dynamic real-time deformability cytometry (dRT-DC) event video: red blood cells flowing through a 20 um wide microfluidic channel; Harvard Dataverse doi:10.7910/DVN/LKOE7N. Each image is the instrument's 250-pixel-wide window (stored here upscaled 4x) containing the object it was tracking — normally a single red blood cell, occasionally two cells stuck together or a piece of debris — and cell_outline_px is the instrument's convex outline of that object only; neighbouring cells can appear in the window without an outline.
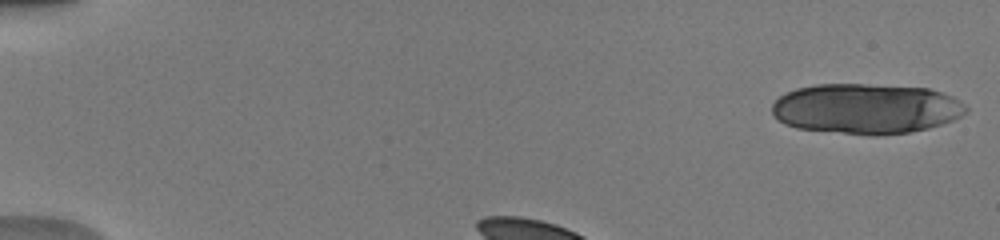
{"species": "human", "species_latin": "Homo sapiens", "temperature_condition": "warm", "stored_images_in_passage": 35, "camera_frame_rate_fps": 3000, "um_per_image_px": 0.085, "donor": {"sex": "male"}, "frame": {"image": 1, "passage_image": 1, "time_ms": 0.0, "image_size_px": [1000, 240], "cell_outline_px": [[968, 112], [952, 120], [928, 128], [908, 132], [872, 136], [796, 128], [784, 124], [772, 116], [772, 104], [780, 96], [796, 88], [816, 84], [864, 84], [928, 88], [944, 92], [960, 100], [968, 108]], "centroid_in_image_um": [73.61, 9.24], "position_along_channel_um": 11.4, "area_um2": 57.11}}
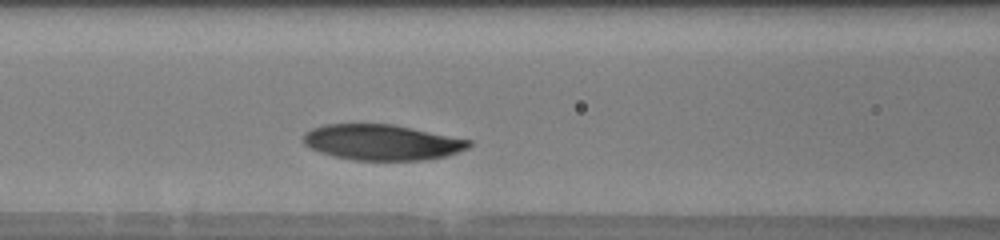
{"frame": {"image": 2, "passage_image": 13, "time_ms": 4.0, "image_size_px": [1000, 240], "cell_outline_px": [[472, 144], [468, 148], [444, 156], [424, 160], [352, 160], [332, 156], [308, 148], [304, 144], [304, 132], [312, 128], [324, 124], [392, 124], [472, 140]], "centroid_in_image_um": [32.42, 12.1], "position_along_channel_um": 134.2, "area_um2": 34.39}}
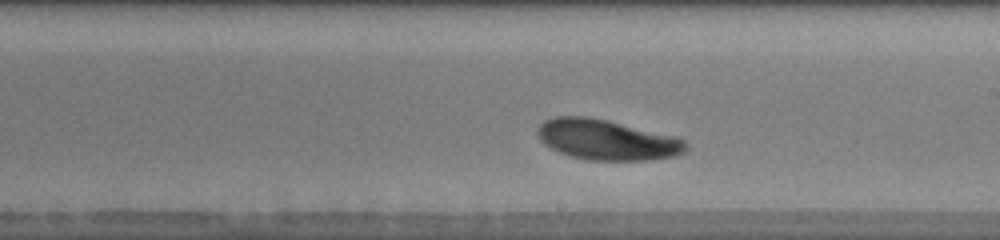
{"frame": {"image": 3, "passage_image": 21, "time_ms": 6.667, "image_size_px": [1000, 240], "cell_outline_px": [[688, 148], [684, 152], [676, 156], [648, 160], [588, 160], [568, 156], [544, 144], [540, 140], [536, 132], [536, 128], [544, 120], [556, 116], [584, 116], [604, 120], [676, 136], [684, 140], [688, 144]], "centroid_in_image_um": [51.57, 11.89], "position_along_channel_um": 237.4, "area_um2": 34.85}, "authors_computed_cell_mechanics": {"area_um2": 34.8534, "velocity_mm_per_s": 3.8759, "shape_relaxation_time_tau1_ms": 1.6291, "shape_relaxation_time_tau2_ms": null, "deformation_change_tau1": 0.1224, "deformation_change_tau2": null}}